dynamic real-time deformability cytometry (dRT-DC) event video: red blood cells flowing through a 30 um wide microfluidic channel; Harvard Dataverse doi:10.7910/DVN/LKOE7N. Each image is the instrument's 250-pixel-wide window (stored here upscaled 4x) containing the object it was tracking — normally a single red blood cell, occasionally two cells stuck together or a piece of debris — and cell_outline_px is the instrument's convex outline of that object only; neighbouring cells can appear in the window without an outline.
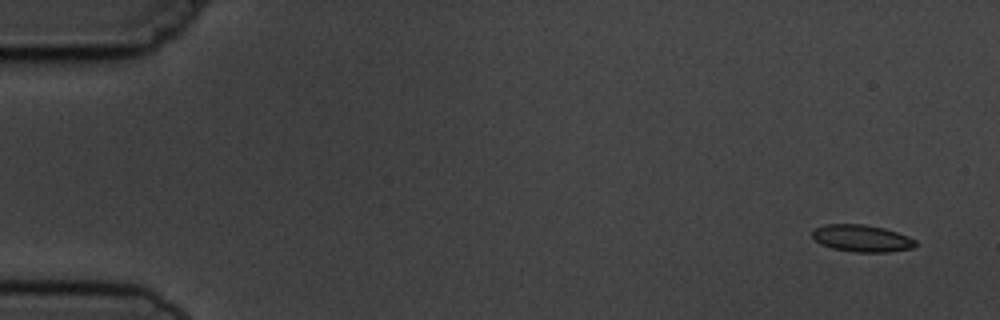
{"species": "common noctule bat (a hibernating species)", "species_latin": "Nyctalus noctula", "temperature_condition": "cold", "stored_images_in_passage": 3, "camera_frame_rate_fps": 3000, "um_per_image_px": 0.085, "animal": {"sex": "male", "body_mass_g": 19.5, "forearm_length_mm": 54.6}, "frame": {"image": 1, "passage_image": 1, "time_ms": 0.0, "image_size_px": [1000, 320], "cell_outline_px": [[916, 244], [912, 248], [888, 252], [856, 252], [832, 248], [820, 244], [812, 236], [812, 228], [824, 224], [864, 224], [884, 228], [908, 236], [916, 240]], "centroid_in_image_um": [73.22, 20.25], "position_along_channel_um": 11.8, "area_um2": 16.3}}